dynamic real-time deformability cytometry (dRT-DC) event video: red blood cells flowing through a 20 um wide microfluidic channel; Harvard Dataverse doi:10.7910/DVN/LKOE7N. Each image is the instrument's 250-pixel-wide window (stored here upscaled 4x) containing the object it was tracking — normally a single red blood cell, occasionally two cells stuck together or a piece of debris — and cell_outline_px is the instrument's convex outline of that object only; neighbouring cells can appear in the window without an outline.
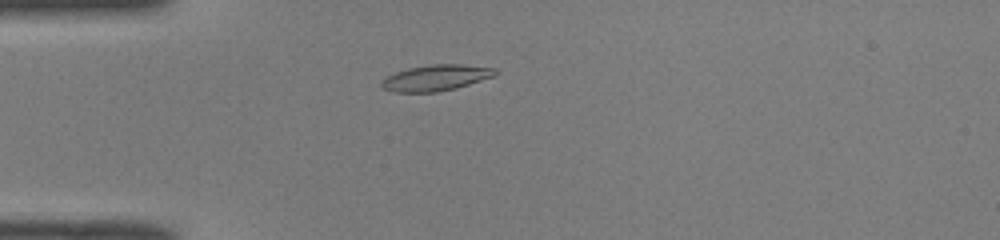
{"species": "common noctule bat (a hibernating species)", "species_latin": "Nyctalus noctula", "temperature_condition": "room temperature", "stored_images_in_passage": 45, "camera_frame_rate_fps": 3000, "um_per_image_px": 0.085, "animal": {"sex": "male", "body_mass_g": 19.0, "forearm_length_mm": 50.8}, "frame": {"image": 1, "passage_image": 9, "time_ms": 2.667, "image_size_px": [1000, 240], "cell_outline_px": [[496, 76], [456, 88], [436, 92], [396, 92], [380, 88], [380, 80], [396, 72], [408, 68], [432, 64], [460, 64], [496, 68]], "centroid_in_image_um": [37.04, 6.61], "position_along_channel_um": 48.0, "area_um2": 17.28}}
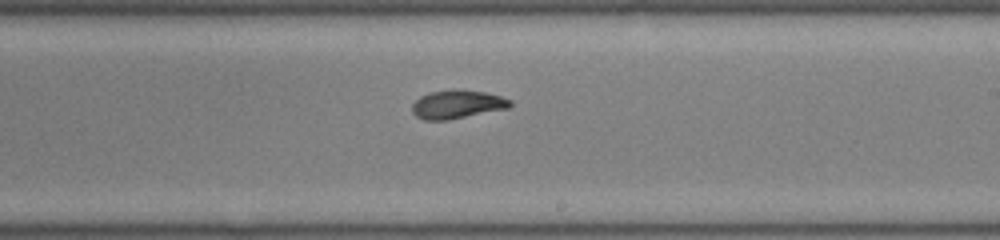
{"frame": {"image": 2, "passage_image": 25, "time_ms": 8.0, "image_size_px": [1000, 240], "cell_outline_px": [[512, 104], [508, 108], [448, 120], [424, 120], [416, 116], [412, 112], [412, 104], [420, 96], [428, 92], [484, 92], [500, 96], [512, 100]], "centroid_in_image_um": [38.84, 8.91], "position_along_channel_um": 250.2, "area_um2": 15.61}}
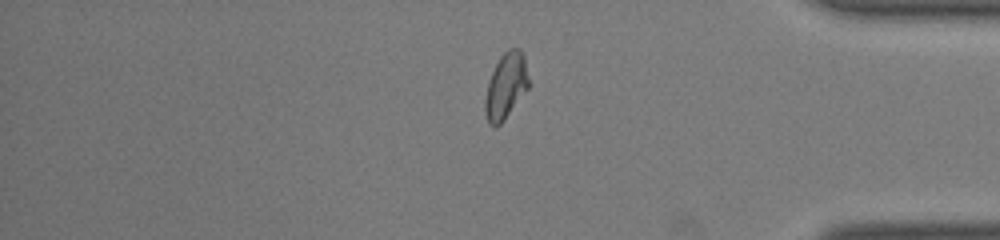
{"frame": {"image": 3, "passage_image": 37, "time_ms": 12.0, "image_size_px": [1000, 240], "cell_outline_px": [[532, 84], [504, 120], [496, 128], [488, 124], [484, 112], [484, 100], [488, 80], [500, 56], [508, 48], [520, 48], [524, 52]], "centroid_in_image_um": [43.03, 7.29], "position_along_channel_um": 392.2, "area_um2": 17.46}, "authors_computed_cell_mechanics": {"area_um2": 16.5308, "velocity_mm_per_s": 4.0838, "shape_relaxation_time_tau1_ms": 3.5289, "shape_relaxation_time_tau2_ms": 2.073, "deformation_change_tau1": 0.1433, "deformation_change_tau2": 0.0718}}